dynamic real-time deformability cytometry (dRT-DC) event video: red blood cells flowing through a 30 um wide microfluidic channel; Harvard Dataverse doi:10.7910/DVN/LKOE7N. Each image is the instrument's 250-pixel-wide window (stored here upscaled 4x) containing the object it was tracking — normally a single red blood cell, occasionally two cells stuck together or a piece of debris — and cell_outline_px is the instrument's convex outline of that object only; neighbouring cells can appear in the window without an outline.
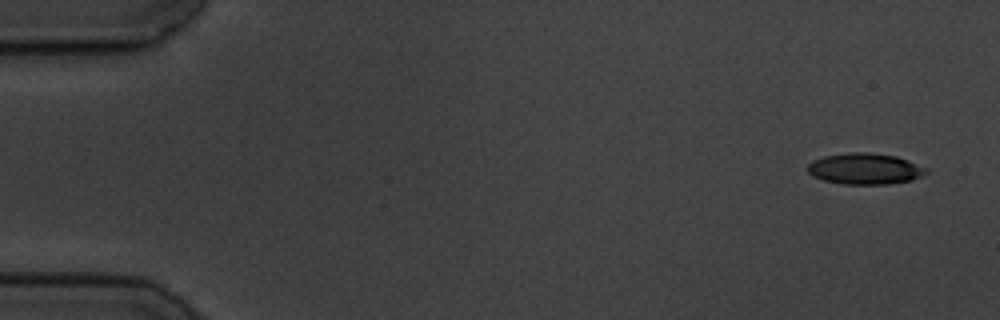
{"species": "common noctule bat (a hibernating species)", "species_latin": "Nyctalus noctula", "temperature_condition": "cold", "stored_images_in_passage": 4, "camera_frame_rate_fps": 3000, "um_per_image_px": 0.085, "animal": {"sex": "male", "body_mass_g": 19.5, "forearm_length_mm": 54.6}, "frame": {"image": 1, "passage_image": 1, "time_ms": 0.0, "image_size_px": [1000, 320], "cell_outline_px": [[928, 172], [924, 176], [912, 180], [888, 184], [844, 184], [824, 180], [812, 176], [808, 172], [808, 164], [812, 160], [824, 156], [848, 152], [868, 152], [896, 156], [908, 160], [928, 168]], "centroid_in_image_um": [73.54, 14.34], "position_along_channel_um": 11.5, "area_um2": 21.68}}